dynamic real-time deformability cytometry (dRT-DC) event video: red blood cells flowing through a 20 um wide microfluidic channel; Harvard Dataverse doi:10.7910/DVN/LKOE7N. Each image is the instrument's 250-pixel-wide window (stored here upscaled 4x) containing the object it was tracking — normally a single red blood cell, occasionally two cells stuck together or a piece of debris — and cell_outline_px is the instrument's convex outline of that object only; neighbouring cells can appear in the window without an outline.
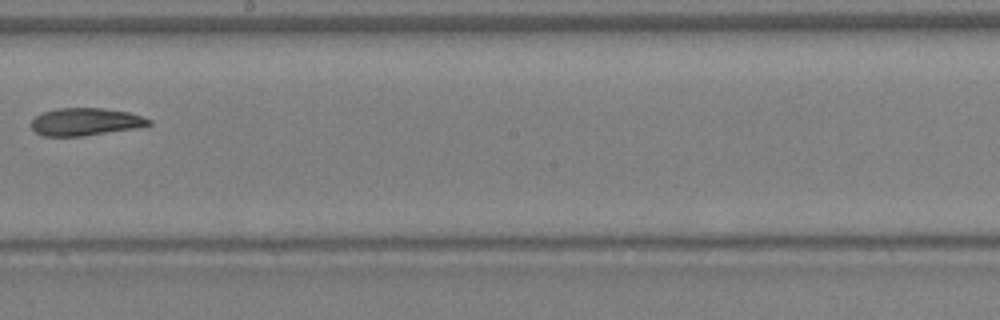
{"species": "Egyptian fruit bat (a non-hibernating species)", "species_latin": "Rousettus aegyptiacus", "temperature_condition": "warm", "stored_images_in_passage": 23, "camera_frame_rate_fps": 3000, "um_per_image_px": 0.085, "animal": {"sex": "female"}, "frame": {"image": 1, "passage_image": 10, "time_ms": 3.0, "image_size_px": [1000, 320], "cell_outline_px": [[152, 124], [140, 128], [84, 136], [44, 136], [36, 132], [32, 128], [32, 120], [36, 116], [44, 112], [56, 108], [104, 108], [128, 112], [144, 116], [152, 120]], "centroid_in_image_um": [7.33, 10.35], "position_along_channel_um": 240.9, "area_um2": 19.07}}
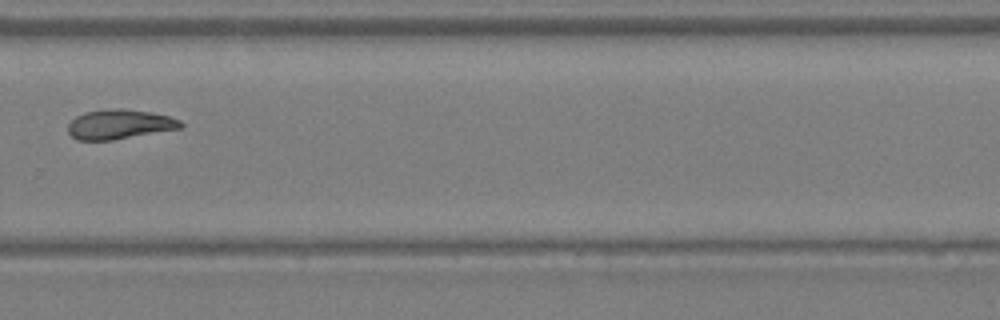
{"frame": {"image": 2, "passage_image": 14, "time_ms": 4.333, "image_size_px": [1000, 320], "cell_outline_px": [[184, 128], [112, 140], [76, 140], [68, 132], [68, 124], [76, 116], [84, 112], [112, 108], [120, 108], [148, 112], [168, 116], [180, 120], [184, 124]], "centroid_in_image_um": [10.17, 10.57], "position_along_channel_um": 319.6, "area_um2": 19.48}}